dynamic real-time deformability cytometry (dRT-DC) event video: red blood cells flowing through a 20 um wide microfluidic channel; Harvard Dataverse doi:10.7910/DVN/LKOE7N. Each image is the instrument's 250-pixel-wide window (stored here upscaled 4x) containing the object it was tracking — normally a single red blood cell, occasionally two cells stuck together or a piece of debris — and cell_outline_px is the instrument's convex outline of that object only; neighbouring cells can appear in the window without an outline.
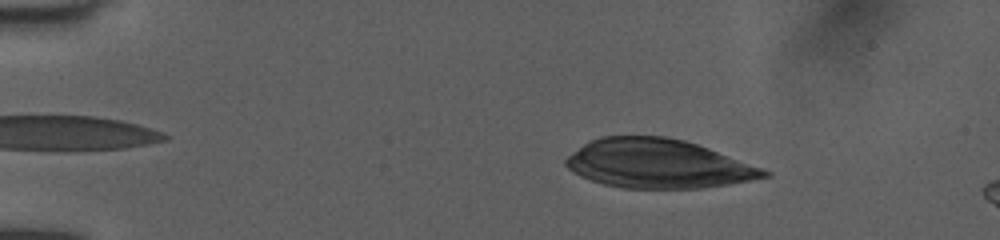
{"species": "human", "species_latin": "Homo sapiens", "temperature_condition": "room temperature", "stored_images_in_passage": 26, "camera_frame_rate_fps": 3000, "um_per_image_px": 0.085, "donor": {"sex": "female"}, "frame": {"image": 1, "passage_image": 2, "time_ms": 0.333, "image_size_px": [1000, 240], "cell_outline_px": [[772, 176], [728, 184], [700, 188], [620, 188], [604, 184], [580, 176], [572, 172], [564, 164], [564, 160], [572, 152], [584, 144], [600, 136], [664, 136], [684, 140], [708, 148], [772, 172]], "centroid_in_image_um": [55.9, 13.92], "position_along_channel_um": 29.1, "area_um2": 56.18}}
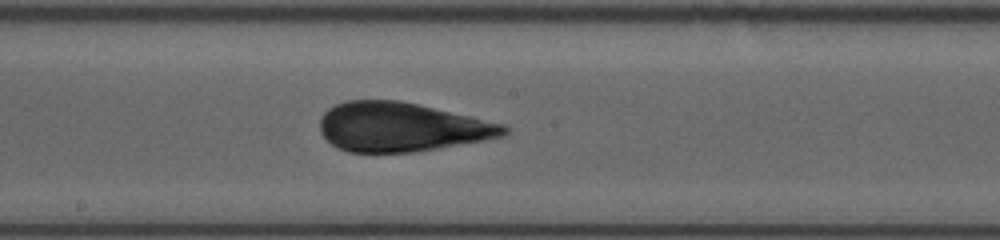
{"frame": {"image": 2, "passage_image": 13, "time_ms": 4.0, "image_size_px": [1000, 240], "cell_outline_px": [[508, 132], [504, 136], [484, 140], [416, 152], [348, 152], [336, 148], [320, 132], [320, 116], [328, 108], [336, 104], [348, 100], [400, 100], [504, 124], [508, 128]], "centroid_in_image_um": [34.09, 10.8], "position_along_channel_um": 214.1, "area_um2": 52.6}}
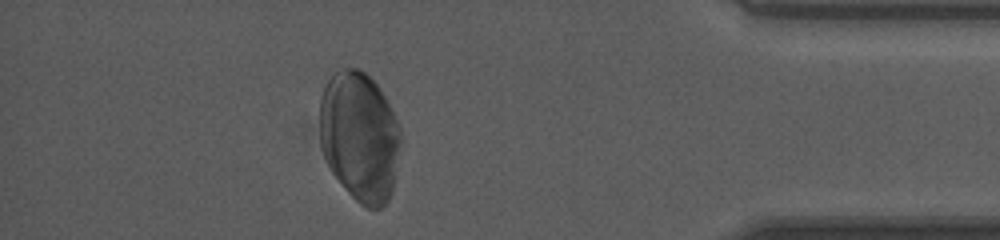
{"frame": {"image": 3, "passage_image": 23, "time_ms": 7.333, "image_size_px": [1000, 240], "cell_outline_px": [[400, 148], [392, 192], [388, 200], [380, 208], [368, 208], [360, 204], [348, 192], [332, 172], [324, 156], [320, 144], [320, 96], [328, 80], [336, 72], [344, 68], [360, 68], [380, 88], [400, 128]], "centroid_in_image_um": [30.56, 11.6], "position_along_channel_um": 404.6, "area_um2": 60.98}}